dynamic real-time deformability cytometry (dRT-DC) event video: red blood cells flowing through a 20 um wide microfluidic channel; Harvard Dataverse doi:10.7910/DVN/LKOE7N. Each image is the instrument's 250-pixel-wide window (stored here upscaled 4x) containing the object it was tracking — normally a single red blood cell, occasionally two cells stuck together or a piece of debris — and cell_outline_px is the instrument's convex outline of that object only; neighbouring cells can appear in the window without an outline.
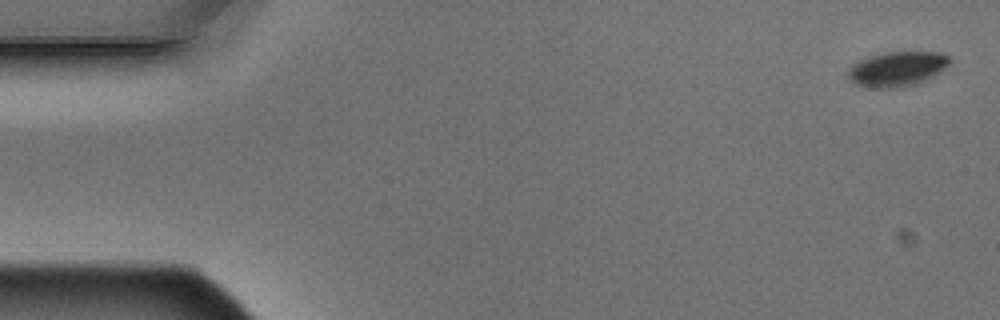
{"species": "Egyptian fruit bat (a non-hibernating species)", "species_latin": "Rousettus aegyptiacus", "temperature_condition": "warm", "stored_images_in_passage": 6, "camera_frame_rate_fps": 3000, "um_per_image_px": 0.085, "animal": {"sex": "male"}, "frame": {"image": 1, "passage_image": 1, "time_ms": 0.0, "image_size_px": [1000, 320], "cell_outline_px": [[952, 60], [940, 72], [916, 84], [904, 88], [868, 88], [856, 84], [848, 76], [848, 68], [852, 64], [868, 56], [884, 52], [940, 52], [948, 56]], "centroid_in_image_um": [76.24, 5.86], "position_along_channel_um": 8.8, "area_um2": 20.75}}
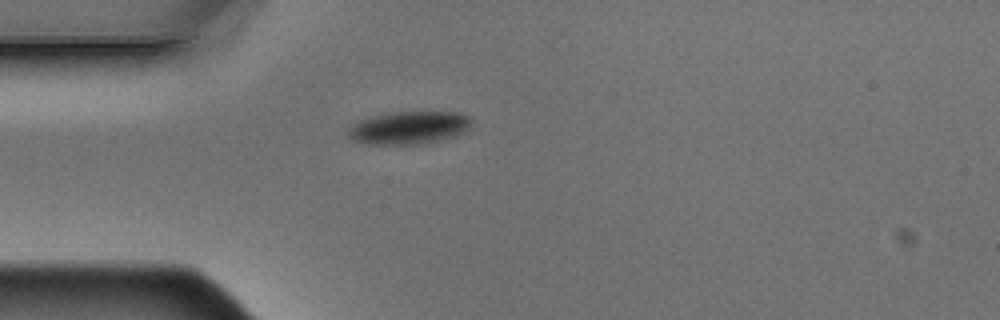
{"frame": {"image": 2, "passage_image": 5, "time_ms": 1.333, "image_size_px": [1000, 320], "cell_outline_px": [[472, 120], [468, 128], [464, 132], [440, 140], [424, 144], [364, 144], [352, 140], [348, 136], [348, 128], [352, 124], [360, 120], [372, 116], [396, 112], [460, 112], [472, 116]], "centroid_in_image_um": [34.76, 10.85], "position_along_channel_um": 50.2, "area_um2": 23.7}}